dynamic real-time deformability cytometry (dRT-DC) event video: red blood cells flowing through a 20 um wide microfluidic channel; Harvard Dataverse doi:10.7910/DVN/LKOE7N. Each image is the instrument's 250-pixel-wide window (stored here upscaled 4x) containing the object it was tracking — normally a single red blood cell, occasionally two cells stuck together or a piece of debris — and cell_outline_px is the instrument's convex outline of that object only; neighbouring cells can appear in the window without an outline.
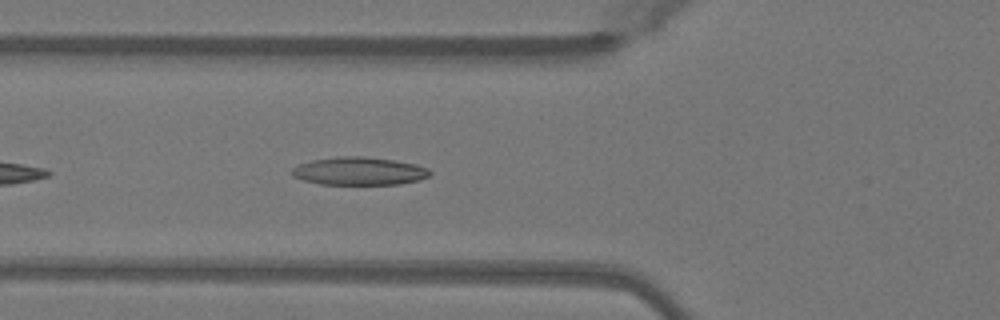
{"species": "Egyptian fruit bat (a non-hibernating species)", "species_latin": "Rousettus aegyptiacus", "temperature_condition": "warm", "stored_images_in_passage": 11, "camera_frame_rate_fps": 3000, "um_per_image_px": 0.085, "animal": {"sex": "female"}, "frame": {"image": 1, "passage_image": 5, "time_ms": 1.333, "image_size_px": [1000, 320], "cell_outline_px": [[432, 172], [428, 176], [420, 180], [400, 184], [320, 184], [304, 180], [292, 176], [292, 168], [300, 164], [312, 160], [336, 156], [364, 156], [392, 160], [416, 164], [428, 168]], "centroid_in_image_um": [30.54, 14.54], "position_along_channel_um": 95.3, "area_um2": 22.48}}
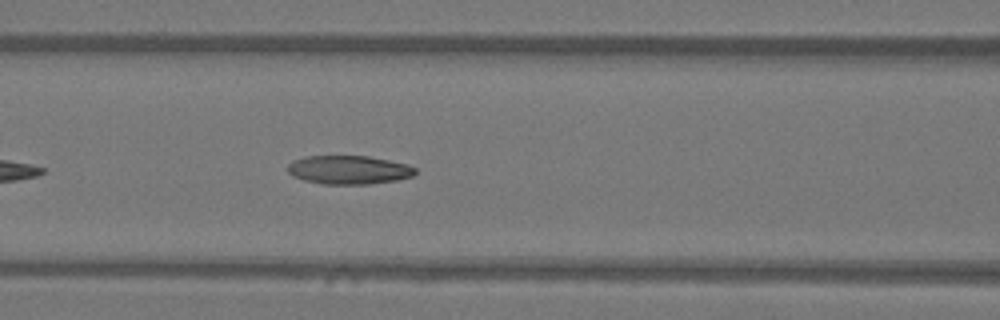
{"frame": {"image": 2, "passage_image": 8, "time_ms": 2.333, "image_size_px": [1000, 320], "cell_outline_px": [[416, 172], [412, 176], [396, 180], [368, 184], [324, 184], [304, 180], [292, 176], [288, 172], [288, 164], [292, 160], [304, 156], [368, 156], [388, 160], [404, 164], [416, 168]], "centroid_in_image_um": [29.6, 14.43], "position_along_channel_um": 137.0, "area_um2": 21.21}}